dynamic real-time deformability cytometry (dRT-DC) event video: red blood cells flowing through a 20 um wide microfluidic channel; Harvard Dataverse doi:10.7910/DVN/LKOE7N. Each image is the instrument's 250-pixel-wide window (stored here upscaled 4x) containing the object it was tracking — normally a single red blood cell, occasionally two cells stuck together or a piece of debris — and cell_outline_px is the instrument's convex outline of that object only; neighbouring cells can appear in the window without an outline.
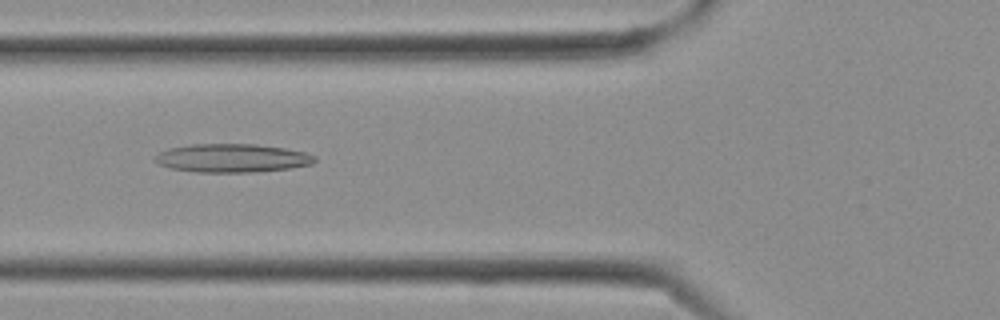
{"species": "Egyptian fruit bat (a non-hibernating species)", "species_latin": "Rousettus aegyptiacus", "temperature_condition": "cold", "stored_images_in_passage": 30, "camera_frame_rate_fps": 3000, "um_per_image_px": 0.085, "frame": {"image": 1, "passage_image": 11, "time_ms": 3.333, "image_size_px": [1000, 320], "cell_outline_px": [[316, 160], [312, 164], [292, 168], [252, 172], [196, 172], [172, 168], [160, 164], [152, 160], [152, 156], [168, 148], [188, 144], [256, 144], [284, 148], [304, 152], [316, 156]], "centroid_in_image_um": [19.7, 13.43], "position_along_channel_um": 106.1, "area_um2": 26.65}}
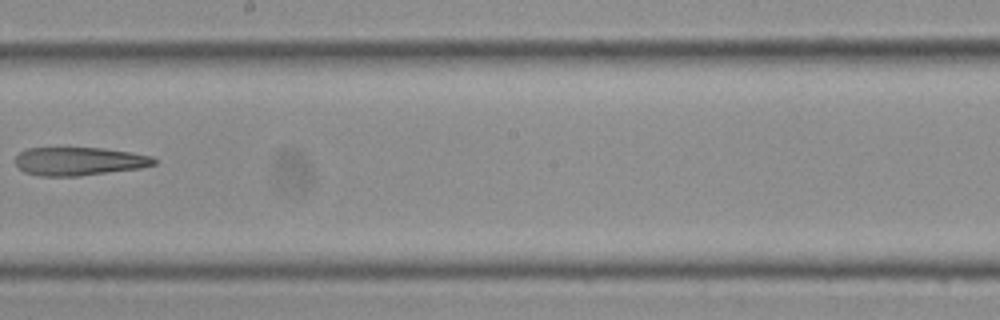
{"frame": {"image": 2, "passage_image": 17, "time_ms": 5.333, "image_size_px": [1000, 320], "cell_outline_px": [[156, 164], [140, 168], [80, 176], [40, 176], [24, 172], [16, 164], [16, 156], [20, 152], [28, 148], [104, 148], [132, 152], [152, 156], [156, 160]], "centroid_in_image_um": [6.74, 13.71], "position_along_channel_um": 241.5, "area_um2": 22.89}}
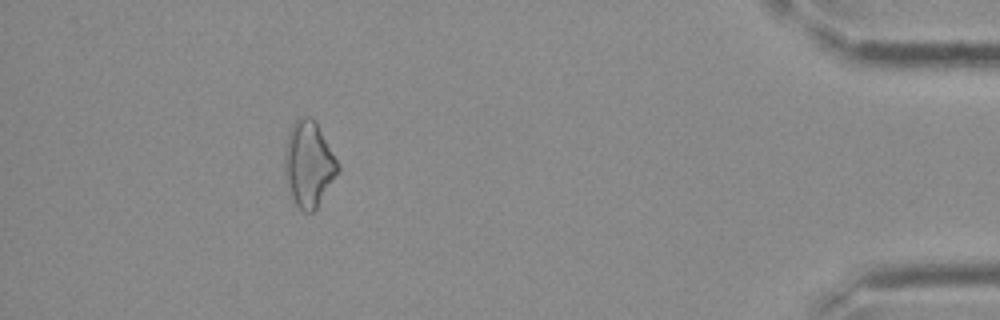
{"frame": {"image": 3, "passage_image": 27, "time_ms": 8.667, "image_size_px": [1000, 320], "cell_outline_px": [[340, 172], [316, 208], [312, 212], [304, 212], [296, 204], [292, 196], [284, 172], [284, 156], [288, 132], [292, 124], [300, 116], [312, 116], [316, 120], [340, 164]], "centroid_in_image_um": [26.27, 13.89], "position_along_channel_um": 408.9, "area_um2": 26.82}}